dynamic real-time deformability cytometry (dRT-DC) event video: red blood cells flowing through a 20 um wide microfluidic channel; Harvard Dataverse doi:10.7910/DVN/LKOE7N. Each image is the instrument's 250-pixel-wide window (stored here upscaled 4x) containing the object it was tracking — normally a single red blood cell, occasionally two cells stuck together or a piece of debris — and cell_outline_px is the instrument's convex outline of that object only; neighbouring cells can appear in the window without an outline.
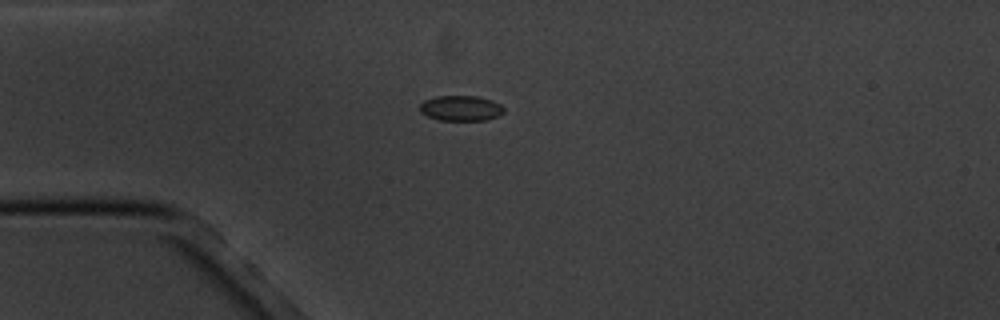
{"species": "common noctule bat (a hibernating species)", "species_latin": "Nyctalus noctula", "temperature_condition": "cold", "stored_images_in_passage": 15, "camera_frame_rate_fps": 3000, "um_per_image_px": 0.085, "animal": {"sex": "male", "body_mass_g": 20.1, "forearm_length_mm": 53.5}, "frame": {"image": 1, "passage_image": 4, "time_ms": 3.667, "image_size_px": [1000, 320], "cell_outline_px": [[504, 112], [496, 116], [484, 120], [440, 120], [428, 116], [420, 112], [420, 104], [424, 100], [436, 96], [476, 96], [492, 100], [500, 104], [504, 108]], "centroid_in_image_um": [39.16, 9.19], "position_along_channel_um": 45.8, "area_um2": 12.31}}
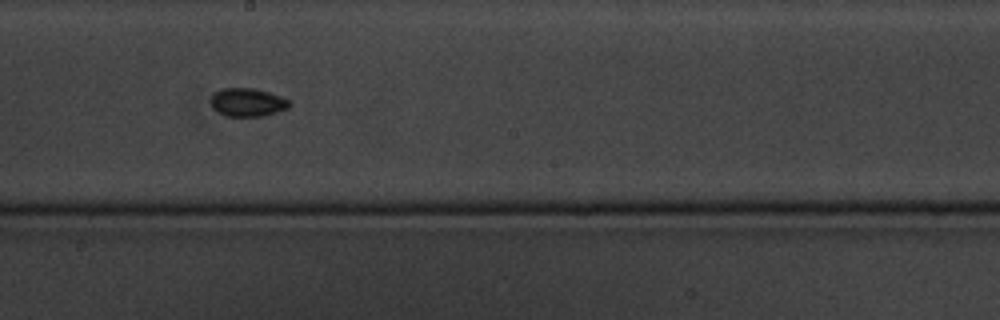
{"frame": {"image": 2, "passage_image": 9, "time_ms": 9.333, "image_size_px": [1000, 320], "cell_outline_px": [[292, 104], [288, 108], [264, 116], [224, 116], [216, 112], [212, 108], [212, 96], [220, 88], [252, 88], [268, 92], [280, 96], [288, 100]], "centroid_in_image_um": [21.03, 8.71], "position_along_channel_um": 227.2, "area_um2": 12.95}}
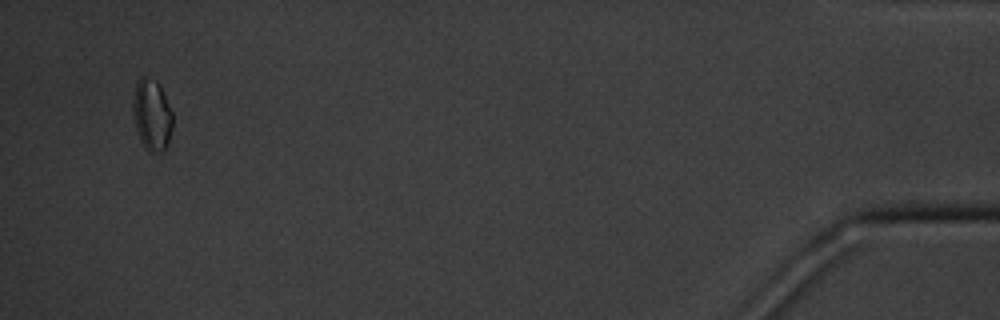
{"frame": {"image": 3, "passage_image": 15, "time_ms": 17.333, "image_size_px": [1000, 320], "cell_outline_px": [[172, 128], [168, 144], [164, 152], [148, 152], [140, 140], [136, 128], [132, 112], [132, 104], [136, 84], [140, 76], [144, 76], [156, 80], [160, 84], [172, 112]], "centroid_in_image_um": [12.91, 9.77], "position_along_channel_um": 422.3, "area_um2": 16.7}, "authors_computed_cell_mechanics": {"area_um2": 12.3114, "velocity_mm_per_s": 3.4415, "shape_relaxation_time_tau1_ms": 2.5756, "shape_relaxation_time_tau2_ms": 4.2418, "deformation_change_tau1": 0.0576, "deformation_change_tau2": 0.0396}}